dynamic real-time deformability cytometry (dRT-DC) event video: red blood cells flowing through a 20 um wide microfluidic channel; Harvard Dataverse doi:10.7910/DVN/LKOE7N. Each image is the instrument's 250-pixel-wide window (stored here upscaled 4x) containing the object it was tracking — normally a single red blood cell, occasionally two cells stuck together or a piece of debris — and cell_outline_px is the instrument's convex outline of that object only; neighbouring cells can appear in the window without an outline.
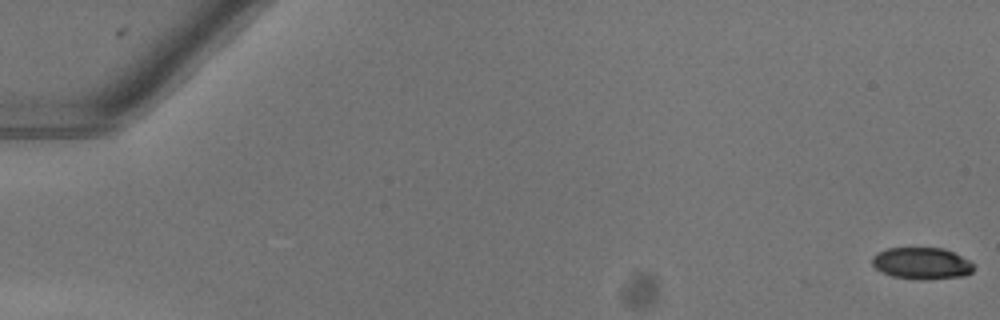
{"species": "common noctule bat (a hibernating species)", "species_latin": "Nyctalus noctula", "temperature_condition": "warm", "stored_images_in_passage": 7, "camera_frame_rate_fps": 3000, "um_per_image_px": 0.085, "animal": {"sex": "female"}, "frame": {"image": 1, "passage_image": 1, "time_ms": 0.0, "image_size_px": [1000, 320], "cell_outline_px": [[972, 272], [964, 276], [924, 280], [916, 280], [892, 276], [880, 272], [872, 264], [872, 256], [876, 252], [888, 248], [944, 248], [968, 260], [972, 264]], "centroid_in_image_um": [78.29, 22.39], "position_along_channel_um": 6.7, "area_um2": 18.84}}